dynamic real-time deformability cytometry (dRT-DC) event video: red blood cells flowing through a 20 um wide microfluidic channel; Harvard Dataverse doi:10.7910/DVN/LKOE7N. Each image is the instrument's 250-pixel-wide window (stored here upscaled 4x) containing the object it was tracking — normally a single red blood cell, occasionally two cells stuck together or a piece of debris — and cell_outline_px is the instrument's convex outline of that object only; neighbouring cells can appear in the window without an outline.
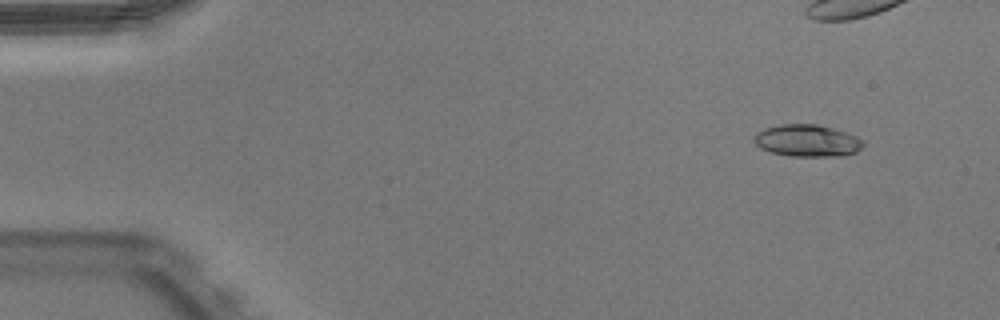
{"species": "Egyptian fruit bat (a non-hibernating species)", "species_latin": "Rousettus aegyptiacus", "temperature_condition": "warm", "stored_images_in_passage": 38, "camera_frame_rate_fps": 3000, "um_per_image_px": 0.085, "animal": {"sex": "male"}, "frame": {"image": 1, "passage_image": 1, "time_ms": 0.0, "image_size_px": [1000, 320], "cell_outline_px": [[864, 144], [856, 152], [840, 156], [788, 156], [772, 152], [760, 148], [752, 140], [756, 132], [764, 128], [780, 124], [816, 124], [832, 128], [856, 136], [864, 140]], "centroid_in_image_um": [68.58, 11.95], "position_along_channel_um": 16.4, "area_um2": 20.4}}